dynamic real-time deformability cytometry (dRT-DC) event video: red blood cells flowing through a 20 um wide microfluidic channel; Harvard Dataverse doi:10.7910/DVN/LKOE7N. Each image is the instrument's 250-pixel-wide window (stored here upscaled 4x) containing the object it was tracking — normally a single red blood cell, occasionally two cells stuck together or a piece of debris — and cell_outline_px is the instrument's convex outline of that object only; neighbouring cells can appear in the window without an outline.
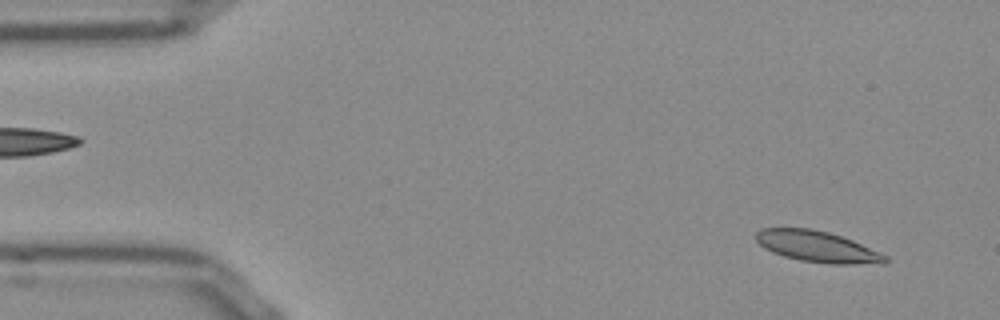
{"species": "Egyptian fruit bat (a non-hibernating species)", "species_latin": "Rousettus aegyptiacus", "temperature_condition": "room temperature", "stored_images_in_passage": 51, "camera_frame_rate_fps": 3000, "um_per_image_px": 0.085, "frame": {"image": 1, "passage_image": 3, "time_ms": 0.667, "image_size_px": [1000, 320], "cell_outline_px": [[888, 264], [832, 264], [800, 260], [784, 256], [772, 252], [764, 248], [756, 240], [756, 232], [760, 228], [812, 228], [828, 232], [852, 240], [880, 252], [888, 256]], "centroid_in_image_um": [69.5, 20.97], "position_along_channel_um": 15.5, "area_um2": 23.52}}
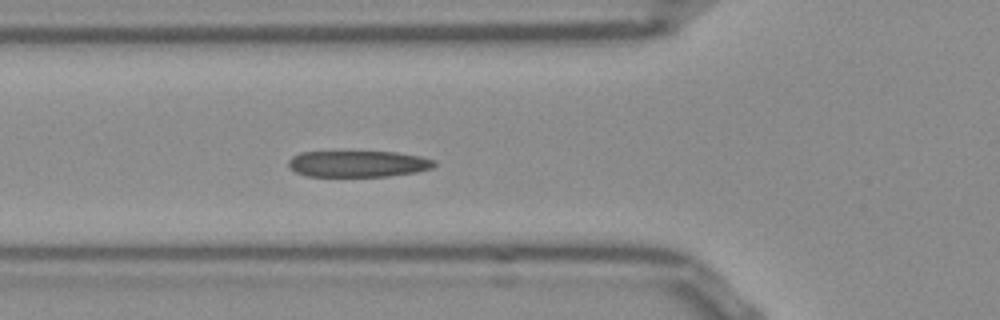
{"frame": {"image": 2, "passage_image": 17, "time_ms": 5.333, "image_size_px": [1000, 320], "cell_outline_px": [[436, 164], [432, 168], [416, 172], [388, 176], [308, 176], [296, 172], [288, 164], [288, 160], [292, 156], [300, 152], [396, 152], [420, 156], [436, 160]], "centroid_in_image_um": [30.46, 13.92], "position_along_channel_um": 95.3, "area_um2": 22.31}}
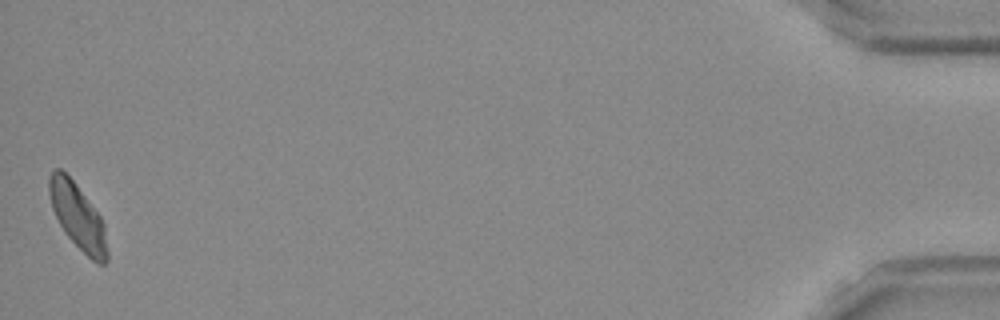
{"frame": {"image": 3, "passage_image": 51, "time_ms": 16.667, "image_size_px": [1000, 320], "cell_outline_px": [[108, 260], [104, 264], [96, 264], [64, 232], [52, 208], [48, 192], [48, 180], [52, 172], [56, 168], [60, 168], [72, 180], [100, 216], [104, 224], [108, 252]], "centroid_in_image_um": [6.61, 18.42], "position_along_channel_um": 428.6, "area_um2": 21.79}, "authors_computed_cell_mechanics": {"area_um2": 22.9466, "velocity_mm_per_s": 3.8094, "shape_relaxation_time_tau1_ms": 4.0913, "shape_relaxation_time_tau2_ms": 1.1968, "deformation_change_tau1": 0.1355, "deformation_change_tau2": 0.0694}}